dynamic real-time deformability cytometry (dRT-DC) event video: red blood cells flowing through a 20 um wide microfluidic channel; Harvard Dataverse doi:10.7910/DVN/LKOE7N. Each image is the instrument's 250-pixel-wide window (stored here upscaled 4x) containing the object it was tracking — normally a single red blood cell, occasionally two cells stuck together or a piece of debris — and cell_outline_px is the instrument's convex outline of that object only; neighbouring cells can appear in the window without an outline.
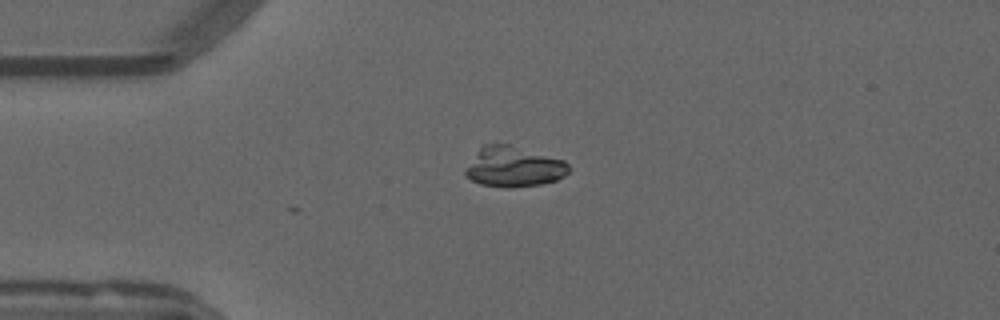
{"species": "common noctule bat (a hibernating species)", "species_latin": "Nyctalus noctula", "temperature_condition": "warm", "stored_images_in_passage": 3, "camera_frame_rate_fps": 3000, "um_per_image_px": 0.085, "animal": {"sex": "male", "forearm_length_mm": 52.5}, "frame": {"image": 1, "passage_image": 1, "time_ms": 0.0, "image_size_px": [1000, 320], "cell_outline_px": [[572, 168], [564, 176], [556, 180], [540, 184], [508, 188], [504, 188], [480, 184], [472, 180], [464, 172], [464, 168], [480, 148], [484, 144], [508, 144], [564, 160]], "centroid_in_image_um": [43.66, 14.18], "position_along_channel_um": 41.3, "area_um2": 24.22}}